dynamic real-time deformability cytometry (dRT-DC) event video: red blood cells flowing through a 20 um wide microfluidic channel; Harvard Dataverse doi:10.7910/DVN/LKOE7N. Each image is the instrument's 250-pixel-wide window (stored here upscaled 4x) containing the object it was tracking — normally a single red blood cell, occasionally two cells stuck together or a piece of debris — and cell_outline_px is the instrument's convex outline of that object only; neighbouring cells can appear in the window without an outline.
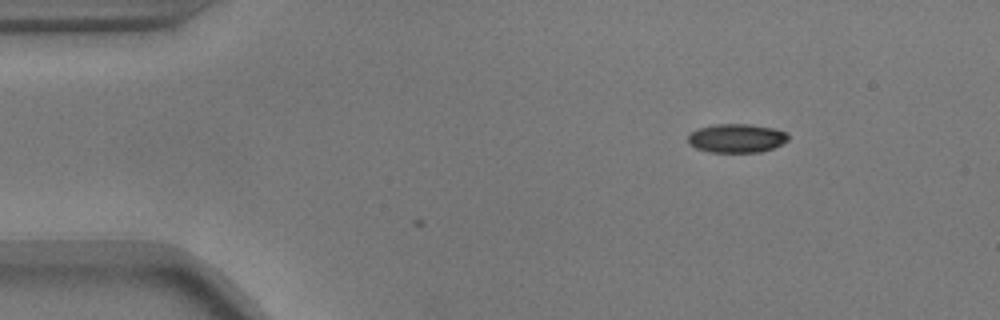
{"species": "common noctule bat (a hibernating species)", "species_latin": "Nyctalus noctula", "temperature_condition": "warm", "stored_images_in_passage": 3, "camera_frame_rate_fps": 3000, "um_per_image_px": 0.085, "animal": {"sex": "male", "body_mass_g": 17.9}, "frame": {"image": 1, "passage_image": 1, "time_ms": 0.0, "image_size_px": [1000, 320], "cell_outline_px": [[788, 140], [772, 148], [760, 152], [708, 152], [696, 148], [688, 144], [688, 136], [692, 132], [700, 128], [716, 124], [752, 124], [772, 128], [788, 132]], "centroid_in_image_um": [62.61, 11.75], "position_along_channel_um": 22.4, "area_um2": 16.76}}